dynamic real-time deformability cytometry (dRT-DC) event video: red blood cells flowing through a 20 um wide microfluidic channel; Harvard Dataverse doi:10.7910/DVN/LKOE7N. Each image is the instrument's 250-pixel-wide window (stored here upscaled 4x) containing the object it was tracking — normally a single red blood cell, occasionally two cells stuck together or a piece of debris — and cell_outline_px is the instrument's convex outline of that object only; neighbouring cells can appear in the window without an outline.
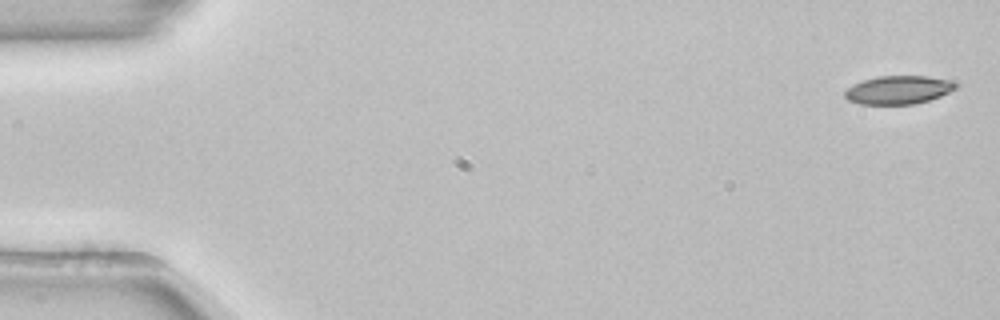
{"species": "common noctule bat (a hibernating species)", "species_latin": "Nyctalus noctula", "temperature_condition": "room temperature", "stored_images_in_passage": 53, "camera_frame_rate_fps": 3000, "um_per_image_px": 0.085, "animal": {"sex": "female", "body_mass_g": 22.7, "forearm_length_mm": 54.2}, "frame": {"image": 1, "passage_image": 1, "time_ms": 0.0, "image_size_px": [1000, 320], "cell_outline_px": [[956, 88], [940, 96], [916, 104], [860, 104], [848, 100], [844, 96], [844, 92], [852, 84], [876, 76], [924, 76], [952, 80], [956, 84]], "centroid_in_image_um": [76.34, 7.64], "position_along_channel_um": 8.7, "area_um2": 18.26}}
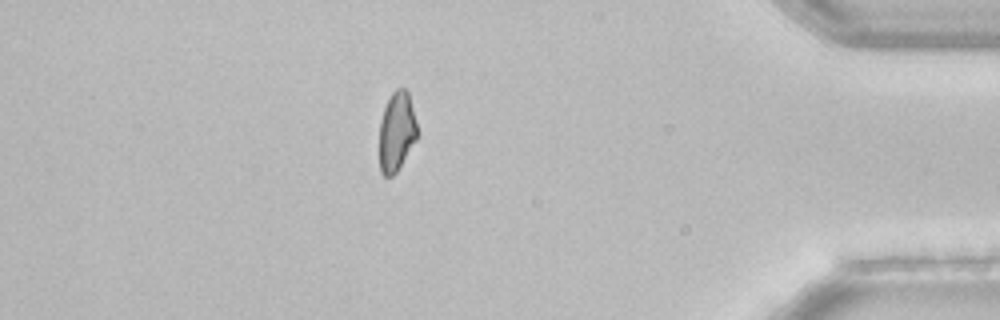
{"frame": {"image": 2, "passage_image": 46, "time_ms": 15.0, "image_size_px": [1000, 320], "cell_outline_px": [[416, 140], [396, 172], [392, 176], [384, 176], [380, 172], [380, 120], [384, 108], [392, 92], [396, 88], [404, 88], [408, 92], [416, 124]], "centroid_in_image_um": [33.69, 11.19], "position_along_channel_um": 401.5, "area_um2": 17.17}}
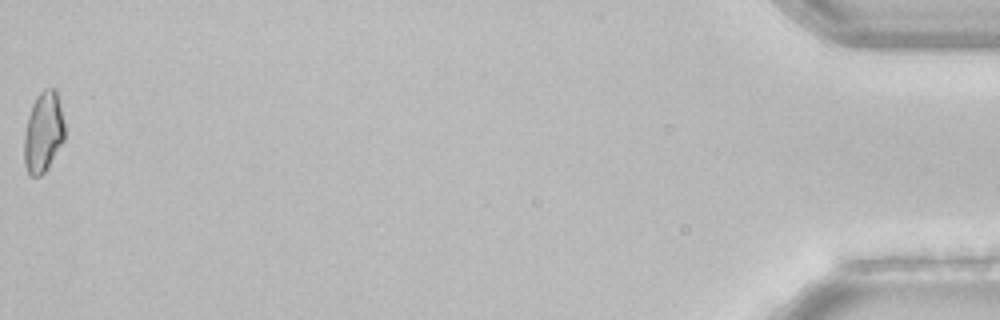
{"frame": {"image": 3, "passage_image": 53, "time_ms": 17.333, "image_size_px": [1000, 320], "cell_outline_px": [[64, 140], [44, 172], [40, 176], [32, 176], [28, 172], [24, 164], [24, 136], [28, 116], [32, 104], [36, 96], [44, 88], [56, 88], [64, 124]], "centroid_in_image_um": [3.67, 11.21], "position_along_channel_um": 431.5, "area_um2": 18.84}, "authors_computed_cell_mechanics": {"area_um2": 19.0162, "velocity_mm_per_s": 3.8782, "shape_relaxation_time_tau1_ms": 6.9656, "shape_relaxation_time_tau2_ms": null, "deformation_change_tau1": 0.1326, "deformation_change_tau2": null}}